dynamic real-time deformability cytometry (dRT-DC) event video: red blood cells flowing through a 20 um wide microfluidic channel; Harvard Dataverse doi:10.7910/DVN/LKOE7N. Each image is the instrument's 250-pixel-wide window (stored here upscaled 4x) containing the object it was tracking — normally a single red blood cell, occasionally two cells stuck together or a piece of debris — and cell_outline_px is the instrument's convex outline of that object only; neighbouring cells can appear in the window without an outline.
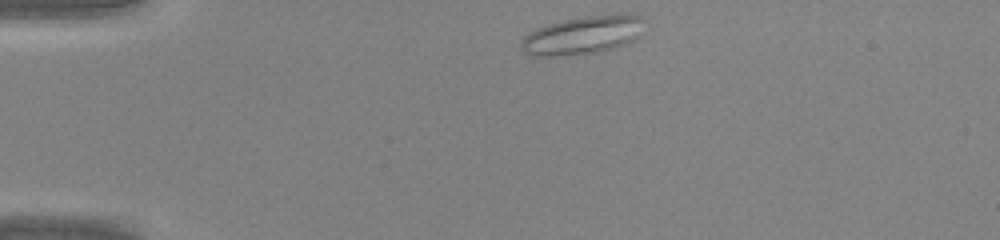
{"species": "common noctule bat (a hibernating species)", "species_latin": "Nyctalus noctula", "temperature_condition": "warm", "stored_images_in_passage": 34, "camera_frame_rate_fps": 3000, "um_per_image_px": 0.085, "animal": {"sex": "male", "body_mass_g": 20.0, "forearm_length_mm": 53.3}, "frame": {"image": 1, "passage_image": 1, "time_ms": 0.0, "image_size_px": [1000, 240], "cell_outline_px": [[648, 20], [644, 32], [640, 36], [624, 44], [612, 48], [596, 52], [560, 56], [532, 56], [524, 52], [520, 44], [520, 40], [528, 32], [536, 28], [548, 24], [564, 20], [584, 16], [620, 12], [628, 12], [640, 16]], "centroid_in_image_um": [49.61, 2.95], "position_along_channel_um": 35.4, "area_um2": 28.21}}
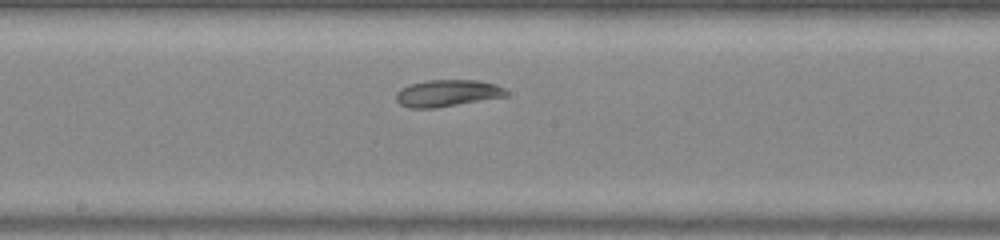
{"frame": {"image": 2, "passage_image": 16, "time_ms": 5.0, "image_size_px": [1000, 240], "cell_outline_px": [[508, 96], [436, 108], [408, 108], [400, 104], [396, 100], [396, 92], [400, 88], [408, 84], [428, 80], [476, 80], [496, 84], [504, 88], [508, 92]], "centroid_in_image_um": [38.01, 7.92], "position_along_channel_um": 210.2, "area_um2": 17.4}}
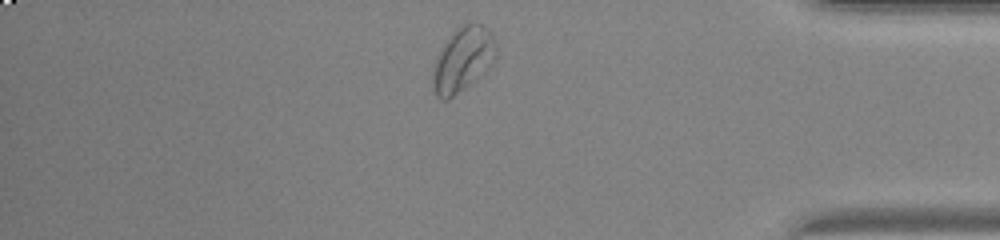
{"frame": {"image": 3, "passage_image": 30, "time_ms": 9.667, "image_size_px": [1000, 240], "cell_outline_px": [[496, 60], [480, 76], [448, 100], [440, 100], [436, 96], [432, 88], [432, 68], [436, 56], [452, 32], [456, 28], [464, 24], [480, 24], [492, 32], [496, 40]], "centroid_in_image_um": [39.33, 5.07], "position_along_channel_um": 395.9, "area_um2": 23.99}}